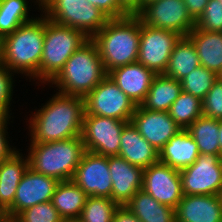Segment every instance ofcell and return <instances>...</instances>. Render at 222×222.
<instances>
[{
    "label": "cell",
    "instance_id": "6da1fadb",
    "mask_svg": "<svg viewBox=\"0 0 222 222\" xmlns=\"http://www.w3.org/2000/svg\"><path fill=\"white\" fill-rule=\"evenodd\" d=\"M29 121L31 143L62 141L81 136L84 98L57 92Z\"/></svg>",
    "mask_w": 222,
    "mask_h": 222
},
{
    "label": "cell",
    "instance_id": "7a4b0ae2",
    "mask_svg": "<svg viewBox=\"0 0 222 222\" xmlns=\"http://www.w3.org/2000/svg\"><path fill=\"white\" fill-rule=\"evenodd\" d=\"M45 15L20 25L0 40V62L12 73L40 81Z\"/></svg>",
    "mask_w": 222,
    "mask_h": 222
},
{
    "label": "cell",
    "instance_id": "3957f363",
    "mask_svg": "<svg viewBox=\"0 0 222 222\" xmlns=\"http://www.w3.org/2000/svg\"><path fill=\"white\" fill-rule=\"evenodd\" d=\"M141 20L137 15L109 19L91 40L96 44L105 72L137 62Z\"/></svg>",
    "mask_w": 222,
    "mask_h": 222
},
{
    "label": "cell",
    "instance_id": "277c9868",
    "mask_svg": "<svg viewBox=\"0 0 222 222\" xmlns=\"http://www.w3.org/2000/svg\"><path fill=\"white\" fill-rule=\"evenodd\" d=\"M106 76L98 48L89 39L48 84L56 85L59 93L85 98Z\"/></svg>",
    "mask_w": 222,
    "mask_h": 222
},
{
    "label": "cell",
    "instance_id": "5b68a950",
    "mask_svg": "<svg viewBox=\"0 0 222 222\" xmlns=\"http://www.w3.org/2000/svg\"><path fill=\"white\" fill-rule=\"evenodd\" d=\"M29 168L58 181L72 180L85 152L81 136L62 141L30 143Z\"/></svg>",
    "mask_w": 222,
    "mask_h": 222
},
{
    "label": "cell",
    "instance_id": "8992f818",
    "mask_svg": "<svg viewBox=\"0 0 222 222\" xmlns=\"http://www.w3.org/2000/svg\"><path fill=\"white\" fill-rule=\"evenodd\" d=\"M88 40L82 31L59 25L45 16L44 45L40 62L41 84L49 83L70 56Z\"/></svg>",
    "mask_w": 222,
    "mask_h": 222
},
{
    "label": "cell",
    "instance_id": "52a82bcc",
    "mask_svg": "<svg viewBox=\"0 0 222 222\" xmlns=\"http://www.w3.org/2000/svg\"><path fill=\"white\" fill-rule=\"evenodd\" d=\"M41 12L59 25L82 31L89 39L110 19L87 0H46Z\"/></svg>",
    "mask_w": 222,
    "mask_h": 222
},
{
    "label": "cell",
    "instance_id": "ba28073f",
    "mask_svg": "<svg viewBox=\"0 0 222 222\" xmlns=\"http://www.w3.org/2000/svg\"><path fill=\"white\" fill-rule=\"evenodd\" d=\"M85 114L131 121L136 105L107 75L85 98Z\"/></svg>",
    "mask_w": 222,
    "mask_h": 222
},
{
    "label": "cell",
    "instance_id": "9c48e42d",
    "mask_svg": "<svg viewBox=\"0 0 222 222\" xmlns=\"http://www.w3.org/2000/svg\"><path fill=\"white\" fill-rule=\"evenodd\" d=\"M128 121L84 115L81 138L85 151L102 156H118L122 129Z\"/></svg>",
    "mask_w": 222,
    "mask_h": 222
},
{
    "label": "cell",
    "instance_id": "30bf717a",
    "mask_svg": "<svg viewBox=\"0 0 222 222\" xmlns=\"http://www.w3.org/2000/svg\"><path fill=\"white\" fill-rule=\"evenodd\" d=\"M179 173L184 195H217L222 187V157L199 154L192 165Z\"/></svg>",
    "mask_w": 222,
    "mask_h": 222
},
{
    "label": "cell",
    "instance_id": "8fae6325",
    "mask_svg": "<svg viewBox=\"0 0 222 222\" xmlns=\"http://www.w3.org/2000/svg\"><path fill=\"white\" fill-rule=\"evenodd\" d=\"M181 37L173 31L153 28L141 22L137 62L155 74H164L171 52Z\"/></svg>",
    "mask_w": 222,
    "mask_h": 222
},
{
    "label": "cell",
    "instance_id": "7c38bea8",
    "mask_svg": "<svg viewBox=\"0 0 222 222\" xmlns=\"http://www.w3.org/2000/svg\"><path fill=\"white\" fill-rule=\"evenodd\" d=\"M136 15L147 26L173 31L182 37L195 27L183 0H158L144 6Z\"/></svg>",
    "mask_w": 222,
    "mask_h": 222
},
{
    "label": "cell",
    "instance_id": "4fadbf2b",
    "mask_svg": "<svg viewBox=\"0 0 222 222\" xmlns=\"http://www.w3.org/2000/svg\"><path fill=\"white\" fill-rule=\"evenodd\" d=\"M142 190L160 204L174 209L184 196L179 170L159 161L144 168Z\"/></svg>",
    "mask_w": 222,
    "mask_h": 222
},
{
    "label": "cell",
    "instance_id": "5bb4252c",
    "mask_svg": "<svg viewBox=\"0 0 222 222\" xmlns=\"http://www.w3.org/2000/svg\"><path fill=\"white\" fill-rule=\"evenodd\" d=\"M59 182L28 168L17 187L13 204L4 212L5 218L14 219L29 207L51 201Z\"/></svg>",
    "mask_w": 222,
    "mask_h": 222
},
{
    "label": "cell",
    "instance_id": "9a60e30c",
    "mask_svg": "<svg viewBox=\"0 0 222 222\" xmlns=\"http://www.w3.org/2000/svg\"><path fill=\"white\" fill-rule=\"evenodd\" d=\"M72 181L88 196L111 198L112 180L108 157L85 151Z\"/></svg>",
    "mask_w": 222,
    "mask_h": 222
},
{
    "label": "cell",
    "instance_id": "2e32d148",
    "mask_svg": "<svg viewBox=\"0 0 222 222\" xmlns=\"http://www.w3.org/2000/svg\"><path fill=\"white\" fill-rule=\"evenodd\" d=\"M130 122L158 152L182 130L169 112L152 111L140 105L136 106Z\"/></svg>",
    "mask_w": 222,
    "mask_h": 222
},
{
    "label": "cell",
    "instance_id": "e0dca14e",
    "mask_svg": "<svg viewBox=\"0 0 222 222\" xmlns=\"http://www.w3.org/2000/svg\"><path fill=\"white\" fill-rule=\"evenodd\" d=\"M108 167L112 180L111 198L119 205H125L142 189L144 169L119 156H108Z\"/></svg>",
    "mask_w": 222,
    "mask_h": 222
},
{
    "label": "cell",
    "instance_id": "ac0fdd59",
    "mask_svg": "<svg viewBox=\"0 0 222 222\" xmlns=\"http://www.w3.org/2000/svg\"><path fill=\"white\" fill-rule=\"evenodd\" d=\"M107 75L136 105H141L156 75L151 69L135 62L117 67Z\"/></svg>",
    "mask_w": 222,
    "mask_h": 222
},
{
    "label": "cell",
    "instance_id": "d6986e66",
    "mask_svg": "<svg viewBox=\"0 0 222 222\" xmlns=\"http://www.w3.org/2000/svg\"><path fill=\"white\" fill-rule=\"evenodd\" d=\"M176 222H222L218 195H184L175 209Z\"/></svg>",
    "mask_w": 222,
    "mask_h": 222
},
{
    "label": "cell",
    "instance_id": "ffe728a7",
    "mask_svg": "<svg viewBox=\"0 0 222 222\" xmlns=\"http://www.w3.org/2000/svg\"><path fill=\"white\" fill-rule=\"evenodd\" d=\"M119 157L130 164L147 168L159 161V152L128 122L122 129Z\"/></svg>",
    "mask_w": 222,
    "mask_h": 222
},
{
    "label": "cell",
    "instance_id": "44dd1931",
    "mask_svg": "<svg viewBox=\"0 0 222 222\" xmlns=\"http://www.w3.org/2000/svg\"><path fill=\"white\" fill-rule=\"evenodd\" d=\"M199 154L194 139L186 129H182L159 151V162L180 171L192 165Z\"/></svg>",
    "mask_w": 222,
    "mask_h": 222
},
{
    "label": "cell",
    "instance_id": "7402d4cb",
    "mask_svg": "<svg viewBox=\"0 0 222 222\" xmlns=\"http://www.w3.org/2000/svg\"><path fill=\"white\" fill-rule=\"evenodd\" d=\"M29 168L28 157L18 150L0 162V209L5 212L15 199L17 187Z\"/></svg>",
    "mask_w": 222,
    "mask_h": 222
},
{
    "label": "cell",
    "instance_id": "603a6c76",
    "mask_svg": "<svg viewBox=\"0 0 222 222\" xmlns=\"http://www.w3.org/2000/svg\"><path fill=\"white\" fill-rule=\"evenodd\" d=\"M187 36L196 47L200 64L218 75L222 69V32L194 27Z\"/></svg>",
    "mask_w": 222,
    "mask_h": 222
},
{
    "label": "cell",
    "instance_id": "cb8c5ba5",
    "mask_svg": "<svg viewBox=\"0 0 222 222\" xmlns=\"http://www.w3.org/2000/svg\"><path fill=\"white\" fill-rule=\"evenodd\" d=\"M181 92V81L165 76L164 74H156L140 106L152 111L169 112L171 105Z\"/></svg>",
    "mask_w": 222,
    "mask_h": 222
},
{
    "label": "cell",
    "instance_id": "d4e9b609",
    "mask_svg": "<svg viewBox=\"0 0 222 222\" xmlns=\"http://www.w3.org/2000/svg\"><path fill=\"white\" fill-rule=\"evenodd\" d=\"M124 206L141 222H176L174 208L160 204L142 189L137 191Z\"/></svg>",
    "mask_w": 222,
    "mask_h": 222
},
{
    "label": "cell",
    "instance_id": "484cf974",
    "mask_svg": "<svg viewBox=\"0 0 222 222\" xmlns=\"http://www.w3.org/2000/svg\"><path fill=\"white\" fill-rule=\"evenodd\" d=\"M200 65L194 43L188 36H183L171 52L164 75L182 81L191 71Z\"/></svg>",
    "mask_w": 222,
    "mask_h": 222
},
{
    "label": "cell",
    "instance_id": "4316f807",
    "mask_svg": "<svg viewBox=\"0 0 222 222\" xmlns=\"http://www.w3.org/2000/svg\"><path fill=\"white\" fill-rule=\"evenodd\" d=\"M87 197L72 180H67L59 182L51 202L63 219L79 218Z\"/></svg>",
    "mask_w": 222,
    "mask_h": 222
},
{
    "label": "cell",
    "instance_id": "83f0119b",
    "mask_svg": "<svg viewBox=\"0 0 222 222\" xmlns=\"http://www.w3.org/2000/svg\"><path fill=\"white\" fill-rule=\"evenodd\" d=\"M198 145L200 154L220 155L218 120L200 116L187 129Z\"/></svg>",
    "mask_w": 222,
    "mask_h": 222
},
{
    "label": "cell",
    "instance_id": "f1b7e54d",
    "mask_svg": "<svg viewBox=\"0 0 222 222\" xmlns=\"http://www.w3.org/2000/svg\"><path fill=\"white\" fill-rule=\"evenodd\" d=\"M28 3L26 0H0V40L34 19L29 18Z\"/></svg>",
    "mask_w": 222,
    "mask_h": 222
},
{
    "label": "cell",
    "instance_id": "f546056e",
    "mask_svg": "<svg viewBox=\"0 0 222 222\" xmlns=\"http://www.w3.org/2000/svg\"><path fill=\"white\" fill-rule=\"evenodd\" d=\"M202 103L200 98L182 91L171 105L169 114L181 129H187L203 115Z\"/></svg>",
    "mask_w": 222,
    "mask_h": 222
},
{
    "label": "cell",
    "instance_id": "4dcf8cb0",
    "mask_svg": "<svg viewBox=\"0 0 222 222\" xmlns=\"http://www.w3.org/2000/svg\"><path fill=\"white\" fill-rule=\"evenodd\" d=\"M119 207L112 198L88 196L81 211V222H112L114 213Z\"/></svg>",
    "mask_w": 222,
    "mask_h": 222
},
{
    "label": "cell",
    "instance_id": "1f68e13d",
    "mask_svg": "<svg viewBox=\"0 0 222 222\" xmlns=\"http://www.w3.org/2000/svg\"><path fill=\"white\" fill-rule=\"evenodd\" d=\"M217 79L215 72L200 65L181 81L182 91L203 100Z\"/></svg>",
    "mask_w": 222,
    "mask_h": 222
},
{
    "label": "cell",
    "instance_id": "d6a6232c",
    "mask_svg": "<svg viewBox=\"0 0 222 222\" xmlns=\"http://www.w3.org/2000/svg\"><path fill=\"white\" fill-rule=\"evenodd\" d=\"M16 222H61L63 218L51 201L39 203L20 212Z\"/></svg>",
    "mask_w": 222,
    "mask_h": 222
},
{
    "label": "cell",
    "instance_id": "836d02e7",
    "mask_svg": "<svg viewBox=\"0 0 222 222\" xmlns=\"http://www.w3.org/2000/svg\"><path fill=\"white\" fill-rule=\"evenodd\" d=\"M195 27L204 31L222 32V3L219 0H208Z\"/></svg>",
    "mask_w": 222,
    "mask_h": 222
},
{
    "label": "cell",
    "instance_id": "e575fe53",
    "mask_svg": "<svg viewBox=\"0 0 222 222\" xmlns=\"http://www.w3.org/2000/svg\"><path fill=\"white\" fill-rule=\"evenodd\" d=\"M202 114L213 119H222V81L217 79L202 100Z\"/></svg>",
    "mask_w": 222,
    "mask_h": 222
},
{
    "label": "cell",
    "instance_id": "d590c367",
    "mask_svg": "<svg viewBox=\"0 0 222 222\" xmlns=\"http://www.w3.org/2000/svg\"><path fill=\"white\" fill-rule=\"evenodd\" d=\"M11 73L0 62V115L11 116L10 102L13 95V77L15 74ZM13 76V77H12ZM10 114V115H9Z\"/></svg>",
    "mask_w": 222,
    "mask_h": 222
},
{
    "label": "cell",
    "instance_id": "8d00e7d4",
    "mask_svg": "<svg viewBox=\"0 0 222 222\" xmlns=\"http://www.w3.org/2000/svg\"><path fill=\"white\" fill-rule=\"evenodd\" d=\"M93 6L99 8L110 19L122 18L129 14L120 6L119 0H87Z\"/></svg>",
    "mask_w": 222,
    "mask_h": 222
},
{
    "label": "cell",
    "instance_id": "74e56055",
    "mask_svg": "<svg viewBox=\"0 0 222 222\" xmlns=\"http://www.w3.org/2000/svg\"><path fill=\"white\" fill-rule=\"evenodd\" d=\"M11 118V116H4V115H0V162H2L4 159H7L8 157H10L16 150V148H11L12 146H10L9 141H8V137L7 134V129H8V123L7 121H9ZM7 133V134H6Z\"/></svg>",
    "mask_w": 222,
    "mask_h": 222
},
{
    "label": "cell",
    "instance_id": "f35d334b",
    "mask_svg": "<svg viewBox=\"0 0 222 222\" xmlns=\"http://www.w3.org/2000/svg\"><path fill=\"white\" fill-rule=\"evenodd\" d=\"M189 15L196 22L198 18L204 12L205 6L208 3V0H183Z\"/></svg>",
    "mask_w": 222,
    "mask_h": 222
},
{
    "label": "cell",
    "instance_id": "ab89813d",
    "mask_svg": "<svg viewBox=\"0 0 222 222\" xmlns=\"http://www.w3.org/2000/svg\"><path fill=\"white\" fill-rule=\"evenodd\" d=\"M112 222H141L126 206L119 205Z\"/></svg>",
    "mask_w": 222,
    "mask_h": 222
},
{
    "label": "cell",
    "instance_id": "60d3db41",
    "mask_svg": "<svg viewBox=\"0 0 222 222\" xmlns=\"http://www.w3.org/2000/svg\"><path fill=\"white\" fill-rule=\"evenodd\" d=\"M119 4L129 15H136L142 9V0H119Z\"/></svg>",
    "mask_w": 222,
    "mask_h": 222
},
{
    "label": "cell",
    "instance_id": "b9f144b4",
    "mask_svg": "<svg viewBox=\"0 0 222 222\" xmlns=\"http://www.w3.org/2000/svg\"><path fill=\"white\" fill-rule=\"evenodd\" d=\"M218 126H219V145H220V155L222 157V119L218 120Z\"/></svg>",
    "mask_w": 222,
    "mask_h": 222
},
{
    "label": "cell",
    "instance_id": "7bdbcfd3",
    "mask_svg": "<svg viewBox=\"0 0 222 222\" xmlns=\"http://www.w3.org/2000/svg\"><path fill=\"white\" fill-rule=\"evenodd\" d=\"M155 1H158V0H142V8L148 4H151Z\"/></svg>",
    "mask_w": 222,
    "mask_h": 222
},
{
    "label": "cell",
    "instance_id": "ee69618b",
    "mask_svg": "<svg viewBox=\"0 0 222 222\" xmlns=\"http://www.w3.org/2000/svg\"><path fill=\"white\" fill-rule=\"evenodd\" d=\"M61 222H81L79 218L63 219Z\"/></svg>",
    "mask_w": 222,
    "mask_h": 222
},
{
    "label": "cell",
    "instance_id": "f6af8a7d",
    "mask_svg": "<svg viewBox=\"0 0 222 222\" xmlns=\"http://www.w3.org/2000/svg\"><path fill=\"white\" fill-rule=\"evenodd\" d=\"M45 1H46V0H36V1H35V3H38V6L40 7V10H42Z\"/></svg>",
    "mask_w": 222,
    "mask_h": 222
},
{
    "label": "cell",
    "instance_id": "bcb514c9",
    "mask_svg": "<svg viewBox=\"0 0 222 222\" xmlns=\"http://www.w3.org/2000/svg\"><path fill=\"white\" fill-rule=\"evenodd\" d=\"M218 198H219V201L221 202L222 204V187L220 188L219 192H218Z\"/></svg>",
    "mask_w": 222,
    "mask_h": 222
},
{
    "label": "cell",
    "instance_id": "7dc6e473",
    "mask_svg": "<svg viewBox=\"0 0 222 222\" xmlns=\"http://www.w3.org/2000/svg\"><path fill=\"white\" fill-rule=\"evenodd\" d=\"M5 219L4 212L0 209V222H2Z\"/></svg>",
    "mask_w": 222,
    "mask_h": 222
},
{
    "label": "cell",
    "instance_id": "c3c4849f",
    "mask_svg": "<svg viewBox=\"0 0 222 222\" xmlns=\"http://www.w3.org/2000/svg\"><path fill=\"white\" fill-rule=\"evenodd\" d=\"M2 222H16V221L13 219L5 218Z\"/></svg>",
    "mask_w": 222,
    "mask_h": 222
},
{
    "label": "cell",
    "instance_id": "681fc988",
    "mask_svg": "<svg viewBox=\"0 0 222 222\" xmlns=\"http://www.w3.org/2000/svg\"><path fill=\"white\" fill-rule=\"evenodd\" d=\"M217 76H218V79L222 81V69H221V71L218 73Z\"/></svg>",
    "mask_w": 222,
    "mask_h": 222
}]
</instances>
